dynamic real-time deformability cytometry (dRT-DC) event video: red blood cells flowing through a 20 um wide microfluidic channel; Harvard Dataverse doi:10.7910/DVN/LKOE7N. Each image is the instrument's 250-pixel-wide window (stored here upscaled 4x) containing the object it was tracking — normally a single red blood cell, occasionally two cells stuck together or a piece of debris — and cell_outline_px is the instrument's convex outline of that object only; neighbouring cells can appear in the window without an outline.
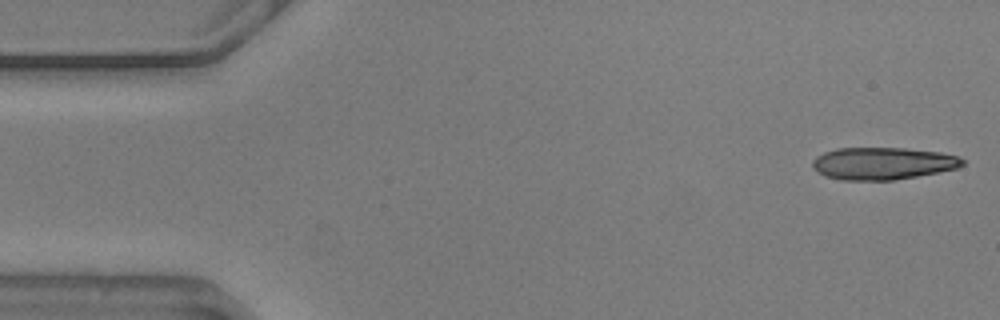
{"species": "common noctule bat (a hibernating species)", "species_latin": "Nyctalus noctula", "temperature_condition": "warm", "stored_images_in_passage": 10, "camera_frame_rate_fps": 3000, "um_per_image_px": 0.085, "animal": {"sex": "male", "body_mass_g": 20.5, "forearm_length_mm": 52.5}, "frame": {"image": 1, "passage_image": 1, "time_ms": 0.0, "image_size_px": [1000, 320], "cell_outline_px": [[964, 164], [956, 168], [916, 176], [892, 180], [840, 180], [824, 176], [816, 172], [812, 168], [812, 160], [816, 156], [824, 152], [836, 148], [904, 148], [940, 152], [956, 156], [964, 160]], "centroid_in_image_um": [74.95, 13.89], "position_along_channel_um": 10.0, "area_um2": 28.21}}